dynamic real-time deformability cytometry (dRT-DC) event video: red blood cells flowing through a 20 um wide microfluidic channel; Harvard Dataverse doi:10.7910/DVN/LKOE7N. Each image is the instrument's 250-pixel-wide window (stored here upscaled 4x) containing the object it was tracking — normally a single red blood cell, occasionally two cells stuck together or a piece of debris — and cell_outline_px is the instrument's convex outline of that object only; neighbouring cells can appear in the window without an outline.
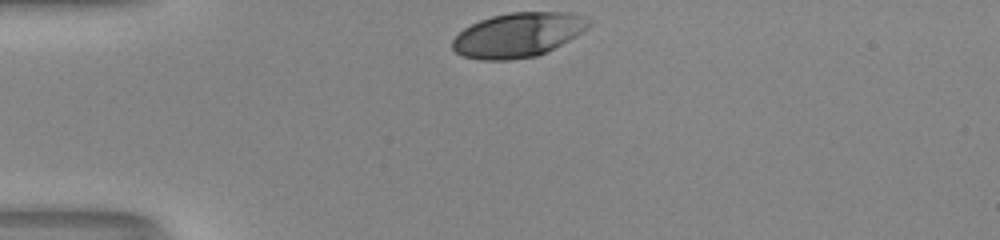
{"species": "human", "species_latin": "Homo sapiens", "temperature_condition": "room temperature", "stored_images_in_passage": 29, "camera_frame_rate_fps": 3000, "um_per_image_px": 0.085, "donor": {"sex": "male"}, "frame": {"image": 1, "passage_image": 1, "time_ms": 0.0, "image_size_px": [1000, 240], "cell_outline_px": [[592, 20], [588, 28], [568, 40], [536, 56], [508, 60], [480, 60], [464, 56], [456, 52], [452, 48], [452, 40], [464, 28], [480, 20], [492, 16], [512, 12], [564, 12], [580, 16]], "centroid_in_image_um": [44.0, 2.97], "position_along_channel_um": 41.0, "area_um2": 34.85}}
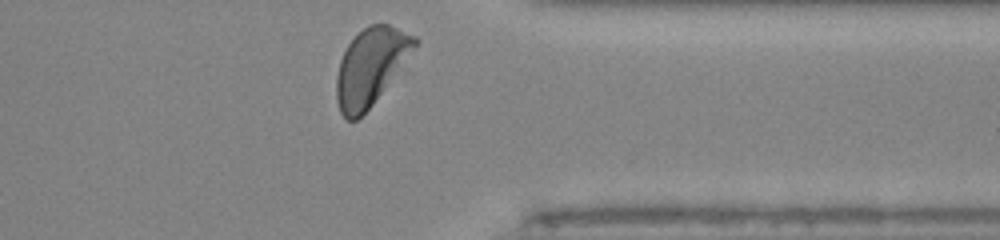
{"frame": {"image": 2, "passage_image": 29, "time_ms": 9.333, "image_size_px": [1000, 240], "cell_outline_px": [[420, 40], [416, 48], [372, 104], [356, 120], [348, 120], [340, 112], [336, 100], [336, 76], [340, 60], [348, 44], [368, 24], [388, 24], [416, 36]], "centroid_in_image_um": [31.51, 5.64], "position_along_channel_um": 379.9, "area_um2": 34.56}, "authors_computed_cell_mechanics": {"area_um2": 35.6626, "velocity_mm_per_s": 4.0784, "shape_relaxation_time_tau1_ms": 1.762, "shape_relaxation_time_tau2_ms": null, "deformation_change_tau1": 0.1283, "deformation_change_tau2": null}}